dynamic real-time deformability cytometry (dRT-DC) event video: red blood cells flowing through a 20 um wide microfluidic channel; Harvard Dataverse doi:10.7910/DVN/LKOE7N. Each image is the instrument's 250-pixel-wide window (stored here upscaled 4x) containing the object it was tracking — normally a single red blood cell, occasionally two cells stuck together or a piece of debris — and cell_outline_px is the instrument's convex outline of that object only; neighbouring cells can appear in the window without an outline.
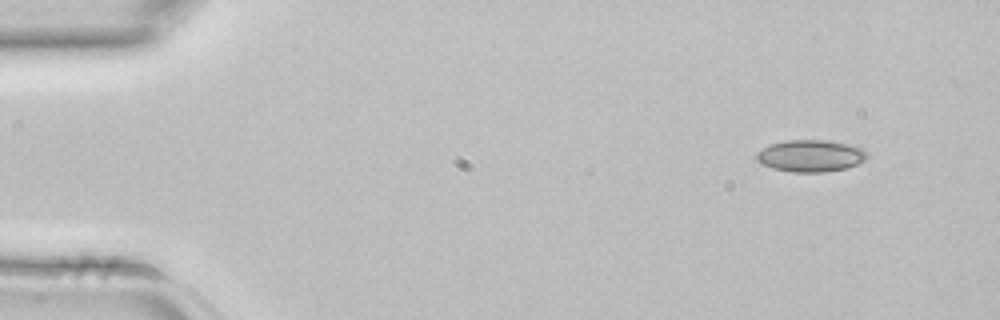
{"species": "common noctule bat (a hibernating species)", "species_latin": "Nyctalus noctula", "temperature_condition": "room temperature", "stored_images_in_passage": 4, "segment_of_instrument_passage": [1, 2], "camera_frame_rate_fps": 3000, "um_per_image_px": 0.085, "animal": {"sex": "female", "body_mass_g": 22.7, "forearm_length_mm": 54.2}, "frame": {"image": 1, "passage_image": 1, "time_ms": 0.0, "image_size_px": [1000, 320], "cell_outline_px": [[868, 156], [864, 160], [856, 164], [844, 168], [824, 172], [792, 172], [772, 168], [756, 160], [756, 152], [768, 144], [784, 140], [828, 140], [848, 144], [864, 148], [868, 152]], "centroid_in_image_um": [68.88, 13.23], "position_along_channel_um": 16.1, "area_um2": 20.69}}